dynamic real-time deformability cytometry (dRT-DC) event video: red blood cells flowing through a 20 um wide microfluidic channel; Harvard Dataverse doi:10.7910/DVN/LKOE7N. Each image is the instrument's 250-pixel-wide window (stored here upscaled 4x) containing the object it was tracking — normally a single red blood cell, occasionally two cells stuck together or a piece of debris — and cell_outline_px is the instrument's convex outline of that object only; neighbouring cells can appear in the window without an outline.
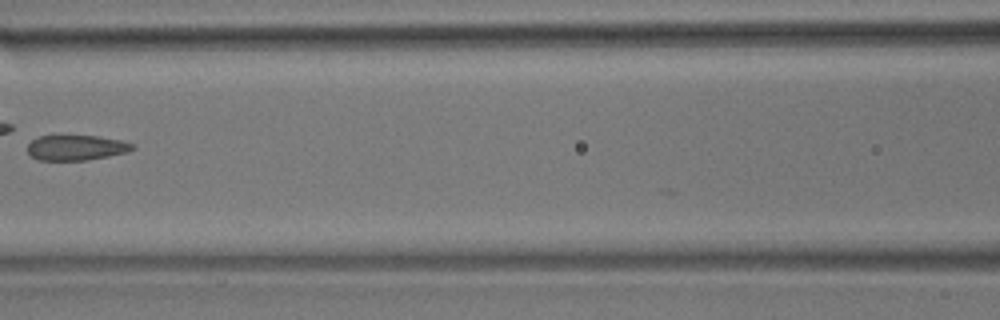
{"species": "common noctule bat (a hibernating species)", "species_latin": "Nyctalus noctula", "temperature_condition": "room temperature", "stored_images_in_passage": 8, "camera_frame_rate_fps": 3000, "um_per_image_px": 0.085, "animal": {"sex": "male", "body_mass_g": 17.9}, "frame": {"image": 1, "passage_image": 6, "time_ms": 6.0, "image_size_px": [1000, 320], "cell_outline_px": [[136, 148], [128, 152], [88, 160], [40, 160], [32, 156], [28, 152], [28, 144], [32, 140], [40, 136], [60, 132], [96, 136], [120, 140], [132, 144]], "centroid_in_image_um": [6.44, 12.5], "position_along_channel_um": 160.2, "area_um2": 16.07}}
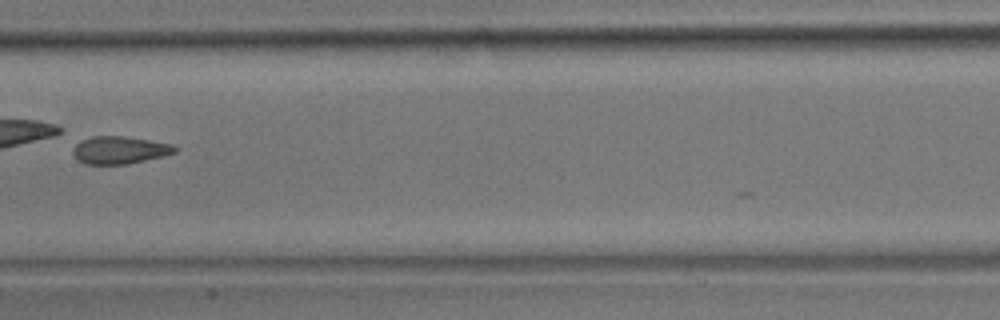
{"frame": {"image": 2, "passage_image": 7, "time_ms": 7.0, "image_size_px": [1000, 320], "cell_outline_px": [[180, 148], [176, 152], [164, 156], [128, 164], [84, 164], [76, 160], [72, 152], [76, 144], [80, 140], [92, 136], [124, 136], [172, 144]], "centroid_in_image_um": [10.17, 12.76], "position_along_channel_um": 197.2, "area_um2": 16.53}}